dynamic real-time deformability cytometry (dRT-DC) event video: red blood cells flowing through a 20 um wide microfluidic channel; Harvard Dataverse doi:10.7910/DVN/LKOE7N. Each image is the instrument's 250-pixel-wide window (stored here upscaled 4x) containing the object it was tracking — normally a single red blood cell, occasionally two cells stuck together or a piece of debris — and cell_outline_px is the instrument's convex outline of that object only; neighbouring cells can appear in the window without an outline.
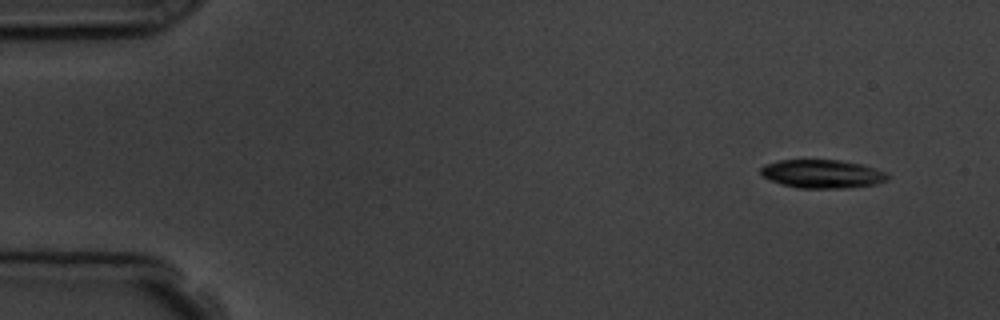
{"species": "common noctule bat (a hibernating species)", "species_latin": "Nyctalus noctula", "temperature_condition": "room temperature", "stored_images_in_passage": 5, "camera_frame_rate_fps": 3000, "um_per_image_px": 0.085, "animal": {"sex": "male", "body_mass_g": 19.5, "forearm_length_mm": 54.6}, "frame": {"image": 1, "passage_image": 1, "time_ms": 0.0, "image_size_px": [1000, 320], "cell_outline_px": [[888, 180], [876, 184], [848, 188], [796, 188], [780, 184], [760, 176], [760, 168], [764, 164], [780, 160], [840, 160], [860, 164], [888, 172]], "centroid_in_image_um": [69.86, 14.79], "position_along_channel_um": 15.1, "area_um2": 21.27}}
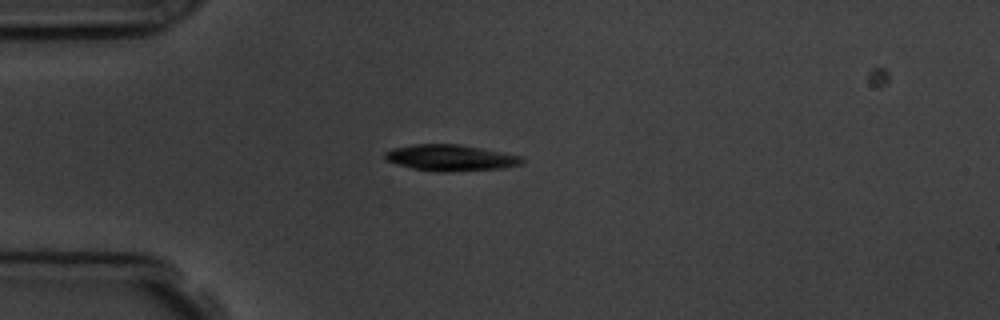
{"frame": {"image": 2, "passage_image": 4, "time_ms": 3.333, "image_size_px": [1000, 320], "cell_outline_px": [[524, 164], [504, 168], [448, 172], [440, 172], [412, 168], [396, 164], [388, 160], [384, 156], [384, 152], [392, 148], [416, 144], [456, 144], [480, 148], [524, 156]], "centroid_in_image_um": [38.34, 13.42], "position_along_channel_um": 46.7, "area_um2": 20.98}}